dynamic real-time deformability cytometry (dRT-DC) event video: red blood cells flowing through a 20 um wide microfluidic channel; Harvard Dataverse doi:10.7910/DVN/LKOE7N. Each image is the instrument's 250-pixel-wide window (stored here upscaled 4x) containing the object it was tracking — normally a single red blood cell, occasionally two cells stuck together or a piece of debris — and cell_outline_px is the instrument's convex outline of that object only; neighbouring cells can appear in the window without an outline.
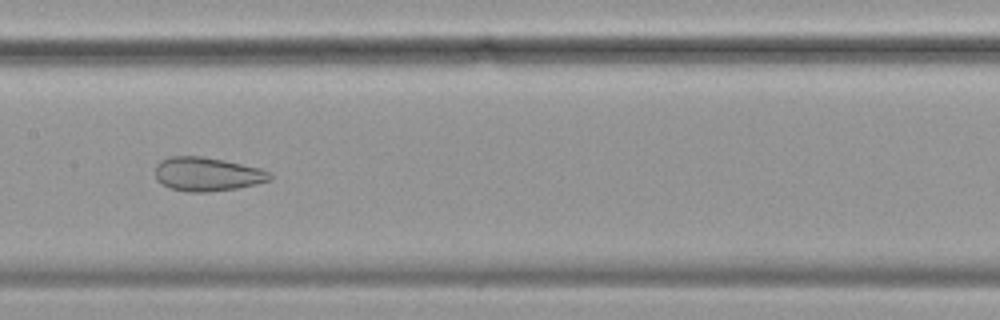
{"species": "common noctule bat (a hibernating species)", "species_latin": "Nyctalus noctula", "temperature_condition": "cold", "stored_images_in_passage": 45, "camera_frame_rate_fps": 3000, "um_per_image_px": 0.085, "animal": {"sex": "female", "body_mass_g": 19.9}, "frame": {"image": 1, "passage_image": 20, "time_ms": 6.333, "image_size_px": [1000, 320], "cell_outline_px": [[272, 180], [256, 184], [236, 188], [208, 192], [188, 192], [172, 188], [156, 180], [156, 164], [160, 160], [172, 156], [200, 156], [224, 160], [260, 168], [272, 172]], "centroid_in_image_um": [17.64, 14.8], "position_along_channel_um": 189.8, "area_um2": 22.6}, "authors_computed_cell_mechanics": {"area_um2": 29.0156, "velocity_mm_per_s": 3.4984, "shape_relaxation_time_tau1_ms": null, "shape_relaxation_time_tau2_ms": 1.5025, "deformation_change_tau1": null, "deformation_change_tau2": 0.0821}}